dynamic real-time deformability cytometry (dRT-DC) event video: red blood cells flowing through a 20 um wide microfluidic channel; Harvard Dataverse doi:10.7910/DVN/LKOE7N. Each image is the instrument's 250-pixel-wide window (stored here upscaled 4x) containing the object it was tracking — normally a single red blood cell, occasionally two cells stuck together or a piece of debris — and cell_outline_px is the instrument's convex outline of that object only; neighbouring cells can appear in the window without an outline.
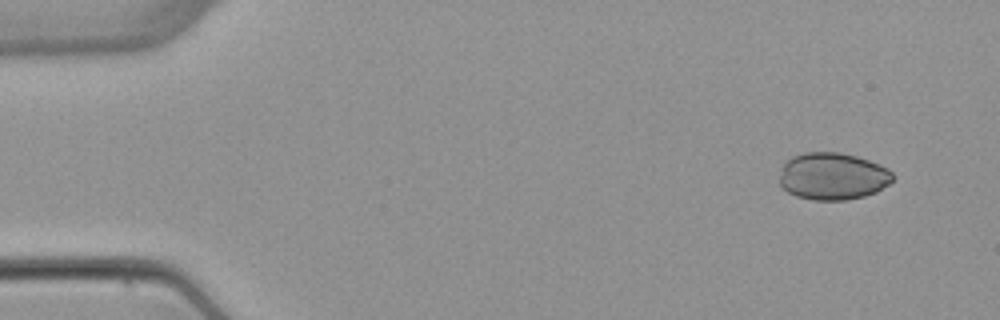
{"species": "common noctule bat (a hibernating species)", "species_latin": "Nyctalus noctula", "temperature_condition": "warm", "stored_images_in_passage": 4, "camera_frame_rate_fps": 3000, "um_per_image_px": 0.085, "animal": {"sex": "female", "body_mass_g": 22.7, "forearm_length_mm": 54.2}, "frame": {"image": 1, "passage_image": 1, "time_ms": 0.0, "image_size_px": [1000, 320], "cell_outline_px": [[892, 180], [888, 184], [876, 192], [864, 196], [844, 200], [812, 200], [796, 196], [788, 192], [780, 184], [780, 176], [784, 160], [792, 156], [804, 152], [840, 152], [856, 156], [868, 160], [888, 168], [892, 172]], "centroid_in_image_um": [70.75, 14.97], "position_along_channel_um": 14.2, "area_um2": 31.21}}
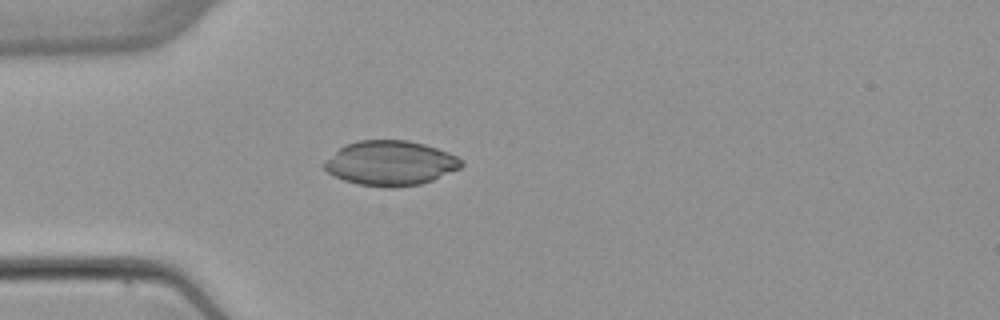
{"frame": {"image": 2, "passage_image": 4, "time_ms": 3.667, "image_size_px": [1000, 320], "cell_outline_px": [[464, 164], [460, 168], [432, 180], [420, 184], [396, 188], [384, 188], [360, 184], [344, 180], [328, 172], [324, 168], [324, 160], [344, 144], [356, 140], [408, 140], [424, 144], [448, 152], [456, 156]], "centroid_in_image_um": [33.16, 13.86], "position_along_channel_um": 51.8, "area_um2": 35.78}}